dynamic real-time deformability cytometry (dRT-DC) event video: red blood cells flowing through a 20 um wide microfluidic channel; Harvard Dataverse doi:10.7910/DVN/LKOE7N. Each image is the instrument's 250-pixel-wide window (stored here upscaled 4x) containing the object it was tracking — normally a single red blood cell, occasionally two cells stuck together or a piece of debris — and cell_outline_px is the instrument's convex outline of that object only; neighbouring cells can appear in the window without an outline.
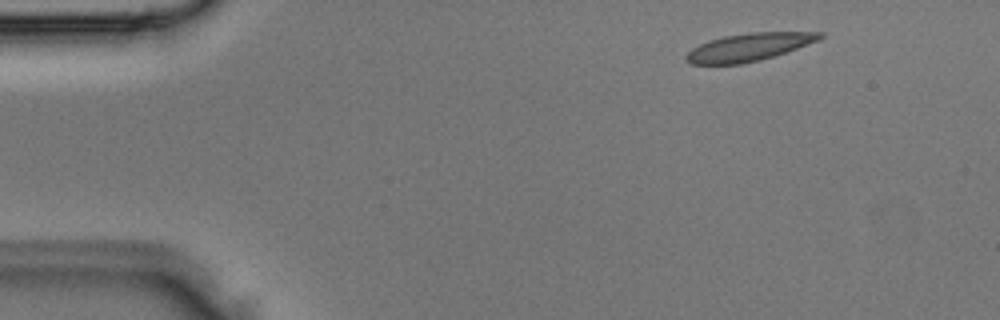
{"species": "Egyptian fruit bat (a non-hibernating species)", "species_latin": "Rousettus aegyptiacus", "temperature_condition": "room temperature", "stored_images_in_passage": 4, "segment_of_instrument_passage": [2, 2], "camera_frame_rate_fps": 3000, "um_per_image_px": 0.085, "animal": {"sex": "male"}, "frame": {"image": 1, "passage_image": 4, "time_ms": 1.0, "image_size_px": [1000, 320], "cell_outline_px": [[824, 36], [820, 40], [760, 60], [740, 64], [692, 64], [684, 60], [684, 56], [692, 48], [708, 40], [724, 36], [748, 32], [824, 32]], "centroid_in_image_um": [63.63, 4.0], "position_along_channel_um": 21.4, "area_um2": 21.56}}